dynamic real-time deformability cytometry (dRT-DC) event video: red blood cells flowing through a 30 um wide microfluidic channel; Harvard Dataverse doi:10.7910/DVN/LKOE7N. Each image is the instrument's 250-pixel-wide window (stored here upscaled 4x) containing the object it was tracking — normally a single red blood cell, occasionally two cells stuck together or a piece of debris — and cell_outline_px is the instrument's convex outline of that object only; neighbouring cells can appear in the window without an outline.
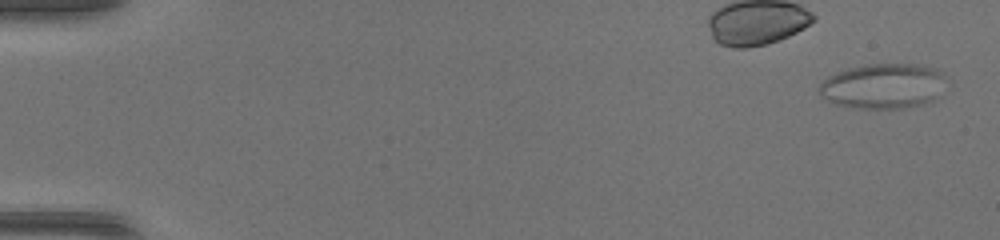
{"species": "common noctule bat (a hibernating species)", "species_latin": "Nyctalus noctula", "temperature_condition": "warm", "stored_images_in_passage": 50, "camera_frame_rate_fps": 3000, "um_per_image_px": 0.085, "animal": {"sex": "female", "body_mass_g": 17.0, "forearm_length_mm": 48.0}, "frame": {"image": 1, "passage_image": 2, "time_ms": 0.333, "image_size_px": [1000, 240], "cell_outline_px": [[948, 80], [936, 100], [932, 104], [904, 108], [856, 108], [836, 104], [820, 96], [820, 84], [828, 76], [848, 68], [868, 64], [916, 64], [936, 68], [944, 72]], "centroid_in_image_um": [75.17, 7.32], "position_along_channel_um": 9.8, "area_um2": 33.99}}
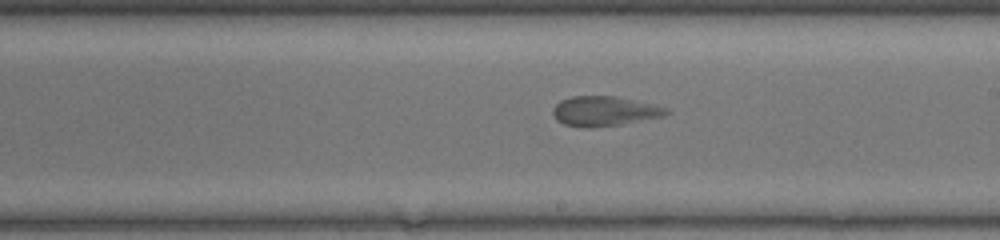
{"frame": {"image": 2, "passage_image": 30, "time_ms": 9.667, "image_size_px": [1000, 240], "cell_outline_px": [[672, 112], [664, 116], [620, 124], [564, 124], [556, 120], [552, 116], [552, 108], [560, 100], [572, 96], [616, 96], [656, 104], [668, 108]], "centroid_in_image_um": [51.43, 9.38], "position_along_channel_um": 237.6, "area_um2": 19.07}}
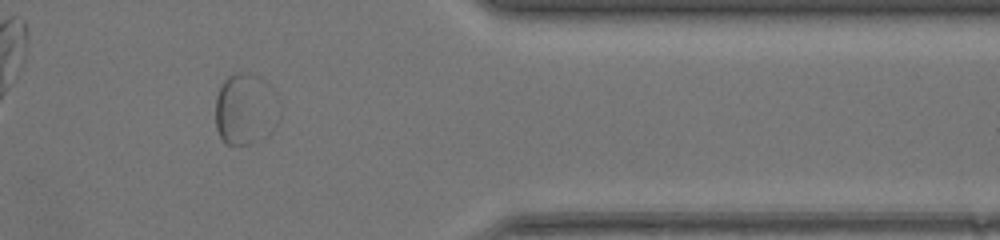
{"frame": {"image": 3, "passage_image": 42, "time_ms": 13.667, "image_size_px": [1000, 240], "cell_outline_px": [[268, 84], [252, 140], [248, 144], [228, 144], [220, 136], [216, 128], [216, 96], [224, 80], [228, 76], [236, 72], [248, 72], [264, 80]], "centroid_in_image_um": [20.36, 9.1], "position_along_channel_um": 391.0, "area_um2": 20.75}}